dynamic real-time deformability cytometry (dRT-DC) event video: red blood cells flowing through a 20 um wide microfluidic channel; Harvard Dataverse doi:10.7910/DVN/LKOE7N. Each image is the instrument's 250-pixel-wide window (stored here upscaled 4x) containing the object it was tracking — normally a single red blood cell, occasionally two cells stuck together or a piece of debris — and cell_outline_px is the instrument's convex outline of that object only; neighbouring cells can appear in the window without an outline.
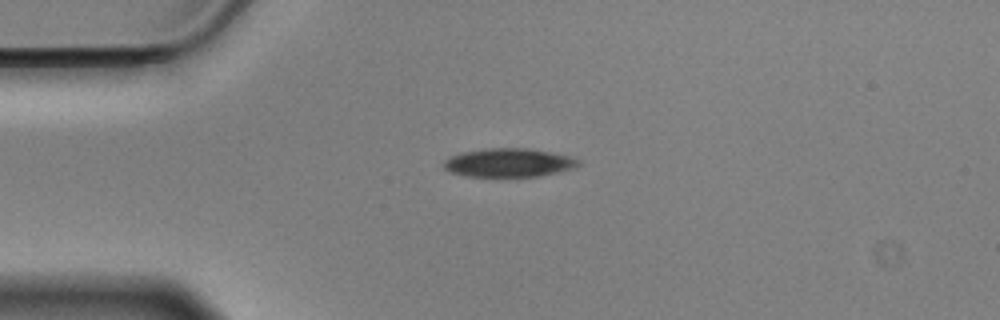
{"species": "Egyptian fruit bat (a non-hibernating species)", "species_latin": "Rousettus aegyptiacus", "temperature_condition": "cold", "stored_images_in_passage": 44, "camera_frame_rate_fps": 3000, "um_per_image_px": 0.085, "animal": {"sex": "male"}, "frame": {"image": 1, "passage_image": 1, "time_ms": 0.0, "image_size_px": [1000, 320], "cell_outline_px": [[580, 164], [576, 168], [560, 172], [540, 176], [464, 176], [448, 172], [444, 168], [444, 160], [452, 156], [464, 152], [488, 148], [528, 148], [568, 156], [580, 160]], "centroid_in_image_um": [43.26, 13.84], "position_along_channel_um": 41.7, "area_um2": 22.37}}
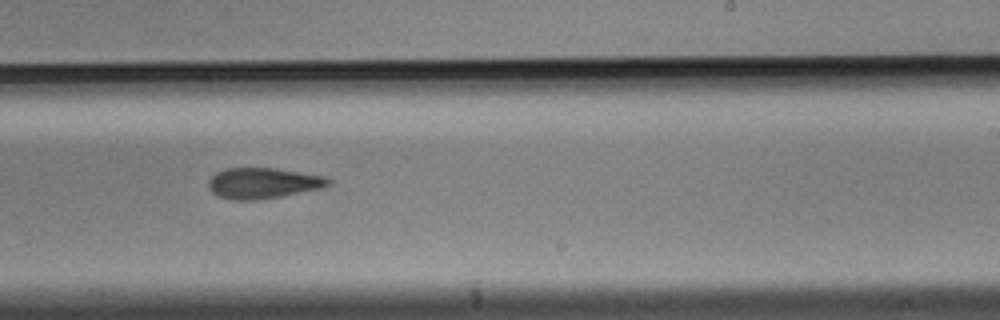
{"frame": {"image": 2, "passage_image": 22, "time_ms": 7.0, "image_size_px": [1000, 320], "cell_outline_px": [[332, 184], [324, 188], [280, 196], [256, 200], [236, 200], [216, 196], [208, 188], [208, 180], [216, 172], [228, 168], [276, 168], [324, 176], [332, 180]], "centroid_in_image_um": [22.37, 15.57], "position_along_channel_um": 266.6, "area_um2": 21.62}}
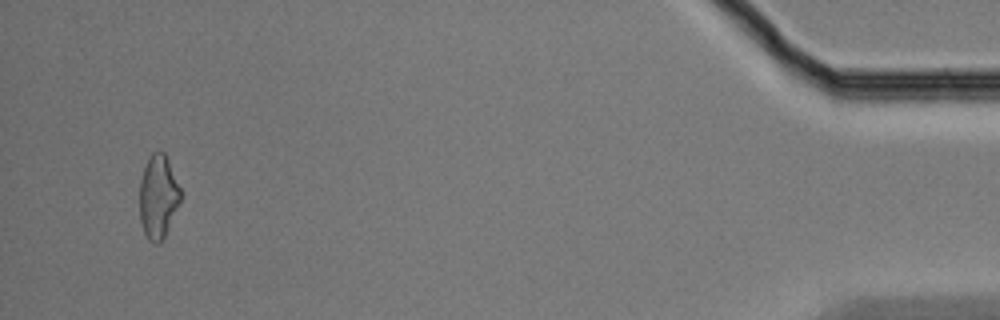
{"frame": {"image": 3, "passage_image": 42, "time_ms": 13.667, "image_size_px": [1000, 320], "cell_outline_px": [[180, 200], [164, 236], [160, 244], [156, 244], [148, 240], [144, 232], [140, 220], [140, 180], [144, 168], [152, 152], [164, 152], [168, 160], [180, 188]], "centroid_in_image_um": [13.42, 16.73], "position_along_channel_um": 421.8, "area_um2": 19.48}, "authors_computed_cell_mechanics": {"area_um2": 21.7906, "velocity_mm_per_s": 3.5189, "shape_relaxation_time_tau1_ms": 3.5625, "shape_relaxation_time_tau2_ms": 10.519, "deformation_change_tau1": 0.1413, "deformation_change_tau2": 0.2362}}